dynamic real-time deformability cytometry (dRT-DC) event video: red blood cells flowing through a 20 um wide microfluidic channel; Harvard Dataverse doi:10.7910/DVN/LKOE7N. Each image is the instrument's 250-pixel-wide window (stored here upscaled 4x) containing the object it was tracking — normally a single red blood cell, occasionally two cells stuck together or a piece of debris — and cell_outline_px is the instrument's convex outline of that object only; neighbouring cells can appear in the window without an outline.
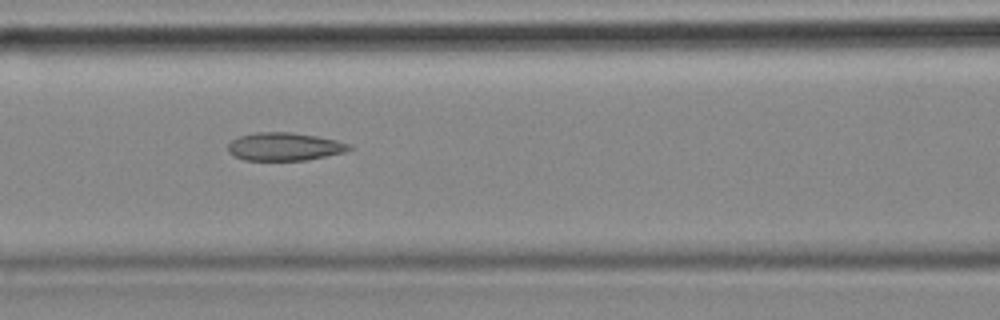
{"species": "common noctule bat (a hibernating species)", "species_latin": "Nyctalus noctula", "temperature_condition": "cold", "stored_images_in_passage": 39, "camera_frame_rate_fps": 3000, "um_per_image_px": 0.085, "animal": {"sex": "female", "body_mass_g": 18.4}, "frame": {"image": 1, "passage_image": 12, "time_ms": 3.667, "image_size_px": [1000, 320], "cell_outline_px": [[352, 148], [344, 152], [308, 160], [244, 160], [228, 152], [228, 144], [232, 140], [240, 136], [256, 132], [292, 132], [316, 136], [336, 140], [352, 144]], "centroid_in_image_um": [24.19, 12.46], "position_along_channel_um": 142.4, "area_um2": 19.77}}